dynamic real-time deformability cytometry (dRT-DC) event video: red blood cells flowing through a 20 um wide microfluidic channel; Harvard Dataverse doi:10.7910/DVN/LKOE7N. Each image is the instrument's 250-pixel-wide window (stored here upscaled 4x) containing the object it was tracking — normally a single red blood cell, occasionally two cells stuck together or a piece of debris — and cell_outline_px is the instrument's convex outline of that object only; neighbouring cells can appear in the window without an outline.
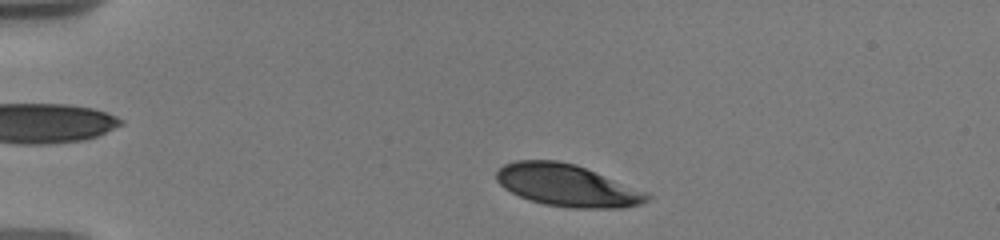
{"species": "human", "species_latin": "Homo sapiens", "temperature_condition": "warm", "stored_images_in_passage": 62, "camera_frame_rate_fps": 3000, "um_per_image_px": 0.085, "donor": {"sex": "male"}, "frame": {"image": 1, "passage_image": 7, "time_ms": 1.333, "image_size_px": [1000, 240], "cell_outline_px": [[652, 196], [648, 200], [640, 204], [620, 208], [568, 208], [544, 204], [520, 196], [504, 188], [496, 180], [496, 172], [504, 164], [516, 160], [556, 160], [576, 164], [648, 192]], "centroid_in_image_um": [48.22, 15.75], "position_along_channel_um": 36.8, "area_um2": 36.93}}
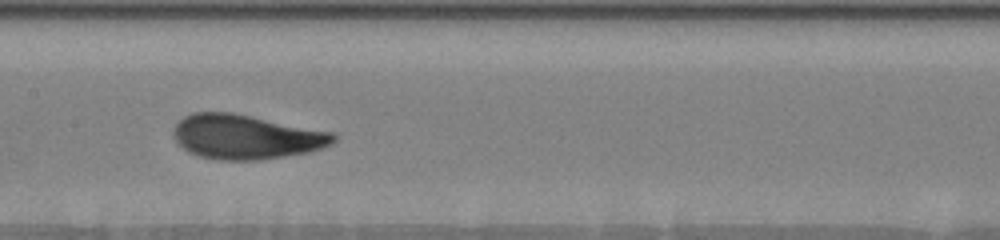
{"frame": {"image": 2, "passage_image": 30, "time_ms": 7.0, "image_size_px": [1000, 240], "cell_outline_px": [[336, 140], [332, 144], [312, 152], [256, 160], [220, 160], [200, 156], [188, 152], [176, 140], [172, 132], [176, 124], [184, 116], [192, 112], [232, 112], [332, 132], [336, 136]], "centroid_in_image_um": [20.91, 11.63], "position_along_channel_um": 186.5, "area_um2": 41.38}}
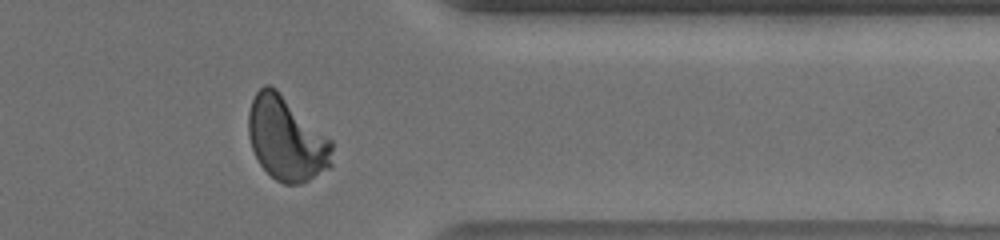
{"frame": {"image": 3, "passage_image": 55, "time_ms": 12.667, "image_size_px": [1000, 240], "cell_outline_px": [[332, 164], [328, 168], [308, 180], [300, 184], [284, 184], [276, 180], [260, 164], [252, 148], [248, 136], [248, 112], [252, 100], [256, 92], [264, 84], [268, 84], [276, 88], [332, 140]], "centroid_in_image_um": [24.34, 11.78], "position_along_channel_um": 387.1, "area_um2": 40.81}, "authors_computed_cell_mechanics": {"area_um2": 40.2577, "velocity_mm_per_s": 3.6494, "shape_relaxation_time_tau1_ms": 3.4459, "shape_relaxation_time_tau2_ms": null, "deformation_change_tau1": 0.1716, "deformation_change_tau2": null}}